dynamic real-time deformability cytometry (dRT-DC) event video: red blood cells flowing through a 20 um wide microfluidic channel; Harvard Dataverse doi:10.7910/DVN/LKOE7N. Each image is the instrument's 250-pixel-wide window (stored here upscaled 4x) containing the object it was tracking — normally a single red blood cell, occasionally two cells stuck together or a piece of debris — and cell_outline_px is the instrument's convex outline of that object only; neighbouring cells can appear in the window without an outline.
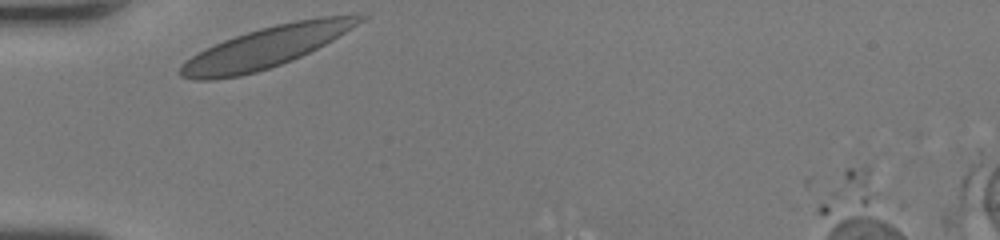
{"species": "human", "species_latin": "Homo sapiens", "temperature_condition": "room temperature", "stored_images_in_passage": 26, "camera_frame_rate_fps": 3000, "um_per_image_px": 0.085, "donor": {"sex": "female"}, "frame": {"image": 1, "passage_image": 1, "time_ms": 0.0, "image_size_px": [1000, 240], "cell_outline_px": [[368, 16], [332, 40], [292, 60], [256, 72], [240, 76], [212, 80], [196, 80], [180, 76], [180, 64], [192, 56], [224, 40], [260, 28], [276, 24], [296, 20], [320, 16]], "centroid_in_image_um": [22.54, 4.04], "position_along_channel_um": 62.5, "area_um2": 41.5}}
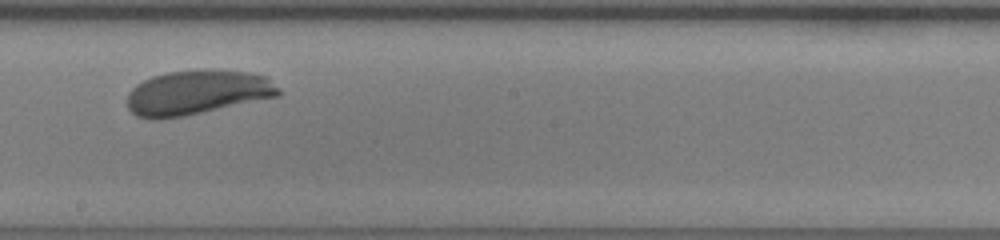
{"frame": {"image": 2, "passage_image": 14, "time_ms": 4.333, "image_size_px": [1000, 240], "cell_outline_px": [[280, 96], [184, 116], [156, 120], [152, 120], [136, 116], [128, 108], [128, 92], [136, 84], [152, 76], [168, 72], [248, 72], [268, 76], [280, 88]], "centroid_in_image_um": [16.75, 7.9], "position_along_channel_um": 231.4, "area_um2": 38.67}}
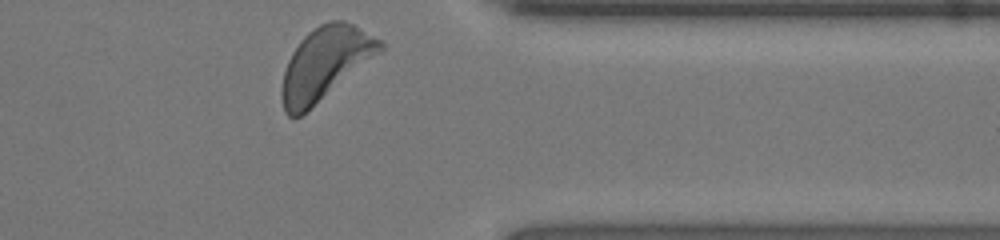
{"frame": {"image": 3, "passage_image": 26, "time_ms": 8.333, "image_size_px": [1000, 240], "cell_outline_px": [[384, 48], [380, 52], [300, 116], [288, 116], [284, 112], [280, 96], [280, 92], [284, 72], [288, 60], [292, 52], [300, 40], [308, 32], [320, 24], [332, 20], [344, 20], [352, 24], [380, 40], [384, 44]], "centroid_in_image_um": [27.59, 5.39], "position_along_channel_um": 383.8, "area_um2": 40.69}, "authors_computed_cell_mechanics": {"area_um2": 38.9861, "velocity_mm_per_s": 4.0163, "shape_relaxation_time_tau1_ms": 2.1956, "shape_relaxation_time_tau2_ms": null, "deformation_change_tau1": 0.113, "deformation_change_tau2": null}}